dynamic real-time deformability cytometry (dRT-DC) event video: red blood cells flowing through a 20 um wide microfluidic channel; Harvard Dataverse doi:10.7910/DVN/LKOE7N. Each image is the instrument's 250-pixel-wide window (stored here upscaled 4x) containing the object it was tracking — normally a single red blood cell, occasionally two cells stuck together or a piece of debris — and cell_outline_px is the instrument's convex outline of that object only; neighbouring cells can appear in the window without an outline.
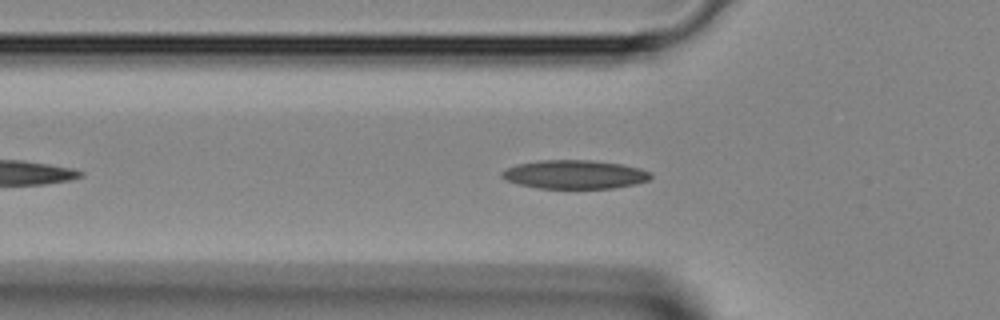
{"species": "Egyptian fruit bat (a non-hibernating species)", "species_latin": "Rousettus aegyptiacus", "temperature_condition": "room temperature", "stored_images_in_passage": 36, "camera_frame_rate_fps": 3000, "um_per_image_px": 0.085, "animal": {"sex": "female"}, "frame": {"image": 1, "passage_image": 7, "time_ms": 2.0, "image_size_px": [1000, 320], "cell_outline_px": [[652, 176], [648, 180], [636, 184], [612, 188], [540, 188], [520, 184], [504, 180], [500, 176], [500, 172], [516, 164], [536, 160], [592, 160], [620, 164], [640, 168], [652, 172]], "centroid_in_image_um": [48.83, 14.82], "position_along_channel_um": 77.0, "area_um2": 24.97}}
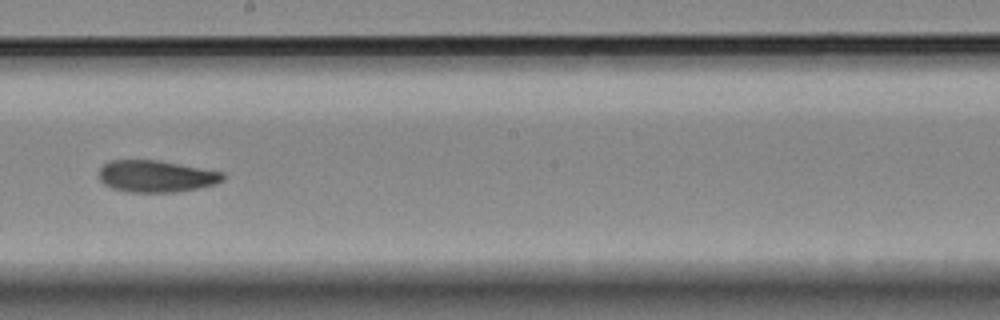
{"frame": {"image": 2, "passage_image": 17, "time_ms": 5.333, "image_size_px": [1000, 320], "cell_outline_px": [[224, 180], [216, 184], [176, 192], [128, 192], [112, 188], [104, 184], [100, 180], [100, 168], [104, 164], [112, 160], [160, 160], [224, 172]], "centroid_in_image_um": [13.29, 14.98], "position_along_channel_um": 234.9, "area_um2": 23.0}}
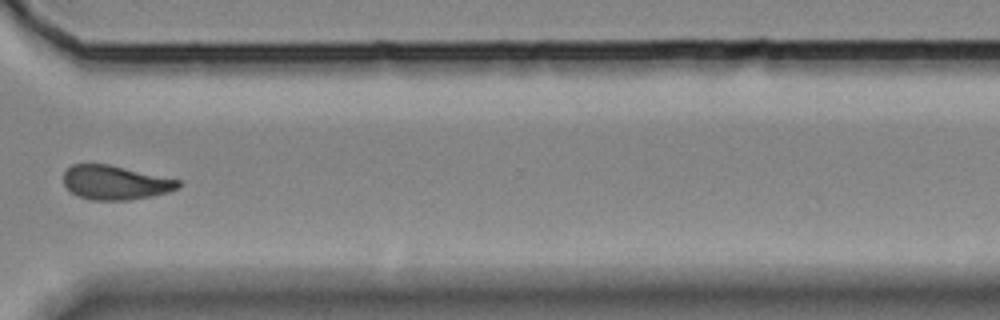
{"frame": {"image": 3, "passage_image": 25, "time_ms": 8.0, "image_size_px": [1000, 320], "cell_outline_px": [[180, 188], [168, 192], [152, 196], [132, 200], [88, 200], [76, 196], [64, 184], [64, 172], [72, 164], [108, 164], [180, 180]], "centroid_in_image_um": [9.8, 15.53], "position_along_channel_um": 360.8, "area_um2": 22.89}}